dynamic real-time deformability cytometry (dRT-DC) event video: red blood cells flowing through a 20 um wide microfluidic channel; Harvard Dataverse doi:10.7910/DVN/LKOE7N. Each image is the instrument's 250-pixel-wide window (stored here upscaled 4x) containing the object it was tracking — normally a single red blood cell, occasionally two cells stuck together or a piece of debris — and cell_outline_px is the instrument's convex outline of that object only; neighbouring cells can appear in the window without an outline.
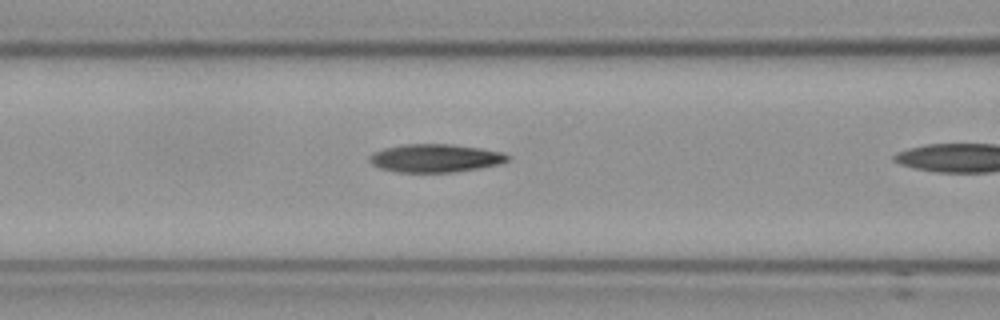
{"species": "Egyptian fruit bat (a non-hibernating species)", "species_latin": "Rousettus aegyptiacus", "temperature_condition": "cold", "stored_images_in_passage": 4, "camera_frame_rate_fps": 3000, "um_per_image_px": 0.085, "frame": {"image": 1, "passage_image": 3, "time_ms": 0.667, "image_size_px": [1000, 320], "cell_outline_px": [[508, 160], [500, 164], [480, 168], [452, 172], [396, 172], [380, 168], [372, 164], [368, 160], [368, 156], [384, 148], [404, 144], [452, 144], [480, 148], [504, 152], [508, 156]], "centroid_in_image_um": [37.0, 13.44], "position_along_channel_um": 129.6, "area_um2": 22.66}}